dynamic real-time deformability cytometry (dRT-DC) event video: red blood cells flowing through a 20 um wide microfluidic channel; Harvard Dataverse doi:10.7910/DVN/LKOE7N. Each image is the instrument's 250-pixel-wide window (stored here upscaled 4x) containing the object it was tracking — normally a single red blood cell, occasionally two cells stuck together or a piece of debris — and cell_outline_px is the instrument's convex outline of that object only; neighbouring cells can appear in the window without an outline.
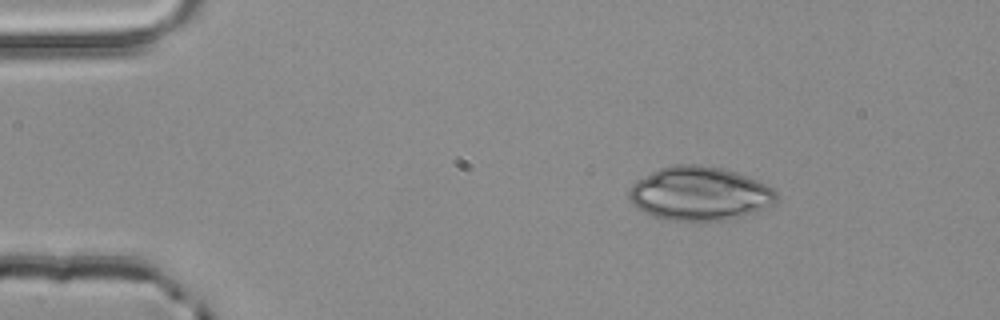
{"species": "common noctule bat (a hibernating species)", "species_latin": "Nyctalus noctula", "temperature_condition": "room temperature", "stored_images_in_passage": 3, "camera_frame_rate_fps": 3000, "um_per_image_px": 0.085, "animal": {"sex": "male", "body_mass_g": 20.4}, "frame": {"image": 1, "passage_image": 1, "time_ms": 0.0, "image_size_px": [1000, 320], "cell_outline_px": [[776, 200], [756, 212], [732, 220], [668, 220], [652, 216], [636, 208], [628, 196], [628, 188], [632, 184], [652, 172], [660, 168], [672, 164], [700, 164], [720, 168], [736, 172], [756, 180], [772, 188], [776, 192]], "centroid_in_image_um": [59.43, 16.46], "position_along_channel_um": 25.6, "area_um2": 46.01}}